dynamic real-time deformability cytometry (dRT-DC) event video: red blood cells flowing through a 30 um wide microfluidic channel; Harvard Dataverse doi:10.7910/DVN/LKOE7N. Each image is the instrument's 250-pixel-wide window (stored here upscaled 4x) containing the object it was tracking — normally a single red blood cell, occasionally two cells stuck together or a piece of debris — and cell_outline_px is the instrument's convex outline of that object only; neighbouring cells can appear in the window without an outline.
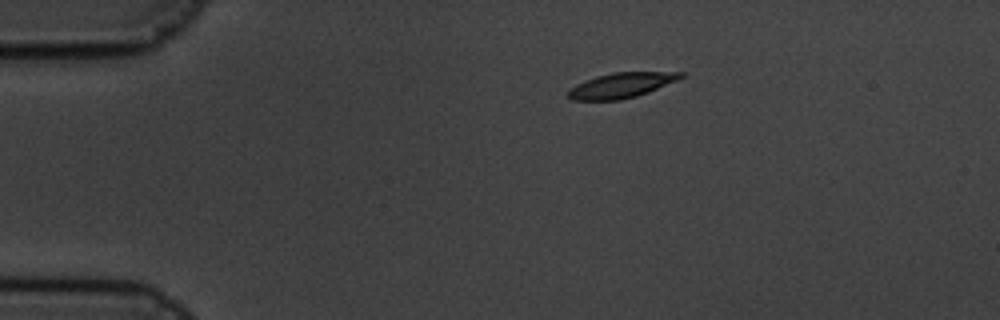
{"species": "common noctule bat (a hibernating species)", "species_latin": "Nyctalus noctula", "temperature_condition": "cold", "stored_images_in_passage": 50, "camera_frame_rate_fps": 3000, "um_per_image_px": 0.085, "animal": {"sex": "male", "body_mass_g": 19.5, "forearm_length_mm": 54.6}, "frame": {"image": 1, "passage_image": 1, "time_ms": 0.0, "image_size_px": [1000, 320], "cell_outline_px": [[684, 76], [676, 80], [648, 92], [636, 96], [620, 100], [572, 100], [568, 96], [568, 88], [584, 80], [596, 76], [612, 72], [684, 72]], "centroid_in_image_um": [52.76, 7.25], "position_along_channel_um": 32.2, "area_um2": 16.42}}
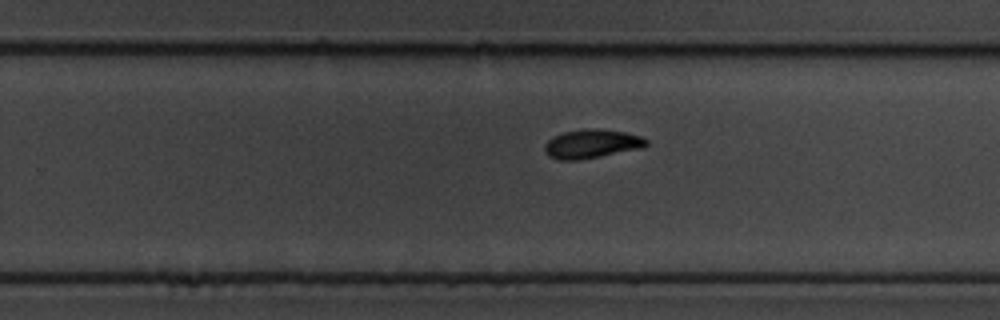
{"frame": {"image": 2, "passage_image": 28, "time_ms": 9.0, "image_size_px": [1000, 320], "cell_outline_px": [[648, 144], [644, 148], [580, 160], [560, 160], [548, 156], [544, 152], [544, 144], [552, 136], [564, 132], [580, 128], [600, 128], [624, 132], [640, 136], [648, 140]], "centroid_in_image_um": [50.28, 12.22], "position_along_channel_um": 279.5, "area_um2": 17.46}}
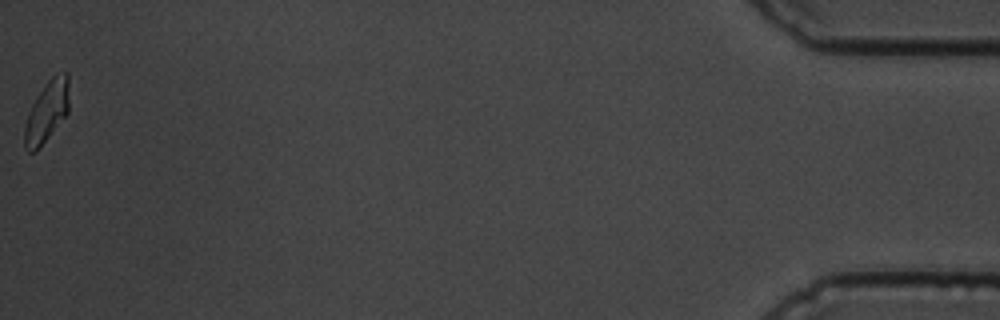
{"frame": {"image": 3, "passage_image": 50, "time_ms": 16.333, "image_size_px": [1000, 320], "cell_outline_px": [[68, 112], [36, 152], [28, 152], [24, 148], [24, 128], [28, 112], [36, 96], [48, 80], [56, 72], [68, 72]], "centroid_in_image_um": [3.96, 9.48], "position_along_channel_um": 431.2, "area_um2": 15.9}, "authors_computed_cell_mechanics": {"area_um2": 16.9354, "velocity_mm_per_s": 3.3325, "shape_relaxation_time_tau1_ms": 2.8722, "shape_relaxation_time_tau2_ms": 2.8364, "deformation_change_tau1": 0.1648, "deformation_change_tau2": 0.0814}}